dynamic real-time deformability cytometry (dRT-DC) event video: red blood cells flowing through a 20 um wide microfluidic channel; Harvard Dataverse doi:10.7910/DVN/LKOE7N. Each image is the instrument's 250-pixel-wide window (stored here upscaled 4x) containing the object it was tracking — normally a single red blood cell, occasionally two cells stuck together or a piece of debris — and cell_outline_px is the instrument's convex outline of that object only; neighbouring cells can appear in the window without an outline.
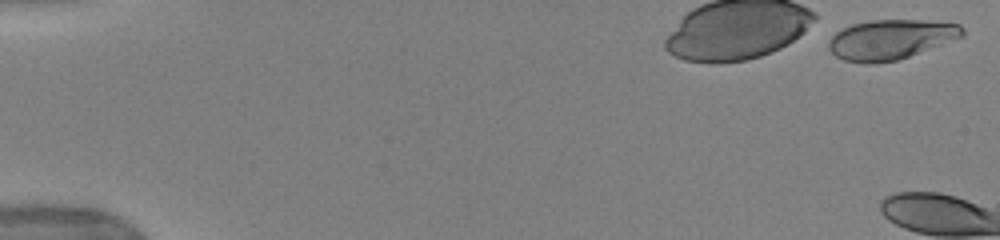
{"species": "human", "species_latin": "Homo sapiens", "temperature_condition": "warm", "stored_images_in_passage": 4, "camera_frame_rate_fps": 3000, "um_per_image_px": 0.085, "donor": {"sex": "female"}, "frame": {"image": 1, "passage_image": 1, "time_ms": 0.0, "image_size_px": [1000, 240], "cell_outline_px": [[964, 36], [908, 56], [896, 60], [872, 64], [868, 64], [844, 60], [836, 56], [828, 48], [828, 40], [836, 32], [852, 24], [872, 20], [924, 20], [960, 24], [964, 28]], "centroid_in_image_um": [75.69, 3.35], "position_along_channel_um": 9.3, "area_um2": 30.87}}